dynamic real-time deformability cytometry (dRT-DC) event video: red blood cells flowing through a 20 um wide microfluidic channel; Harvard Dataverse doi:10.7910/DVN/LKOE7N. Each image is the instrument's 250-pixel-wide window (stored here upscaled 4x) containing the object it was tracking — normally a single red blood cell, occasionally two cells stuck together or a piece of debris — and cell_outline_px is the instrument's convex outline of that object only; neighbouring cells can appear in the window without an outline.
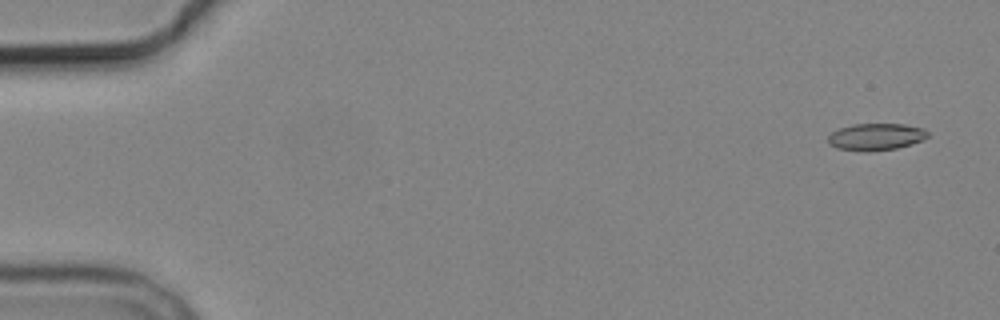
{"species": "common noctule bat (a hibernating species)", "species_latin": "Nyctalus noctula", "temperature_condition": "cold", "stored_images_in_passage": 5, "camera_frame_rate_fps": 3000, "um_per_image_px": 0.085, "animal": {"sex": "male", "body_mass_g": 19.2, "forearm_length_mm": 51.8}, "frame": {"image": 1, "passage_image": 1, "time_ms": 0.0, "image_size_px": [1000, 320], "cell_outline_px": [[928, 136], [924, 140], [912, 144], [896, 148], [868, 152], [836, 148], [828, 144], [828, 136], [832, 132], [840, 128], [852, 124], [904, 124], [924, 128], [928, 132]], "centroid_in_image_um": [74.46, 11.63], "position_along_channel_um": 10.5, "area_um2": 15.78}}
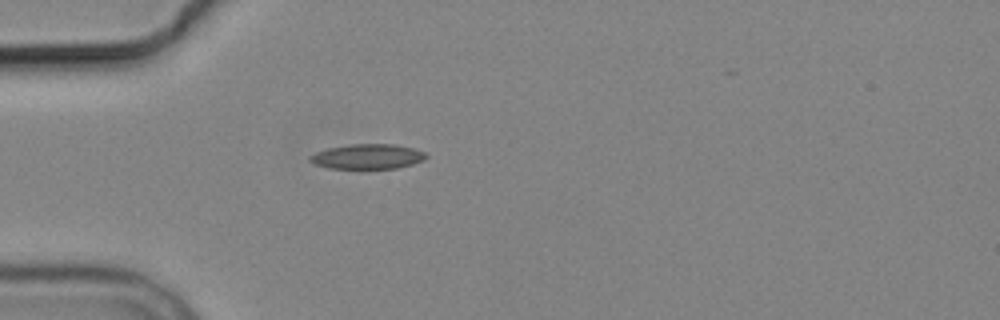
{"frame": {"image": 2, "passage_image": 5, "time_ms": 4.667, "image_size_px": [1000, 320], "cell_outline_px": [[428, 156], [424, 160], [412, 164], [396, 168], [328, 168], [316, 164], [308, 160], [308, 156], [316, 152], [328, 148], [352, 144], [396, 144], [412, 148], [424, 152]], "centroid_in_image_um": [31.24, 13.3], "position_along_channel_um": 53.8, "area_um2": 16.76}}